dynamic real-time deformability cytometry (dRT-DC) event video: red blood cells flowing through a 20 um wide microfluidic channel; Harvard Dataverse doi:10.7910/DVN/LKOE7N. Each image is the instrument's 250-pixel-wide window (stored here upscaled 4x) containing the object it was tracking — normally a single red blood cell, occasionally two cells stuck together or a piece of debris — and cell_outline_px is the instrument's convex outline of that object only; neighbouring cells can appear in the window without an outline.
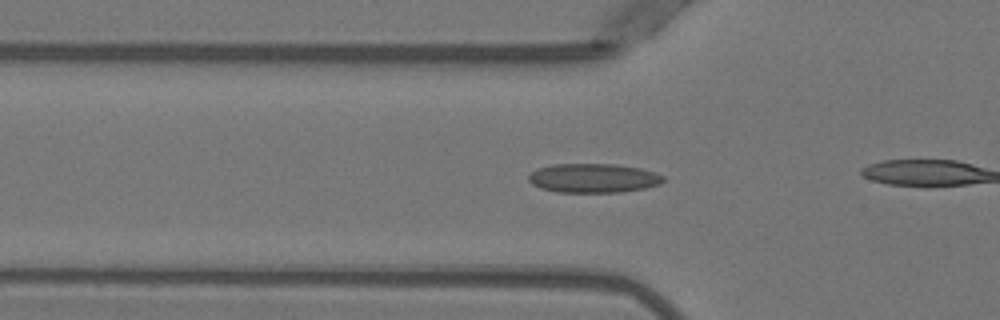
{"species": "Egyptian fruit bat (a non-hibernating species)", "species_latin": "Rousettus aegyptiacus", "temperature_condition": "warm", "stored_images_in_passage": 32, "camera_frame_rate_fps": 3000, "um_per_image_px": 0.085, "animal": {"sex": "female"}, "frame": {"image": 1, "passage_image": 18, "time_ms": 5.667, "image_size_px": [1000, 320], "cell_outline_px": [[664, 180], [660, 184], [644, 188], [620, 192], [556, 192], [540, 188], [532, 184], [528, 180], [528, 176], [532, 172], [540, 168], [552, 164], [616, 164], [640, 168], [656, 172], [664, 176]], "centroid_in_image_um": [50.45, 15.14], "position_along_channel_um": 75.4, "area_um2": 22.89}}
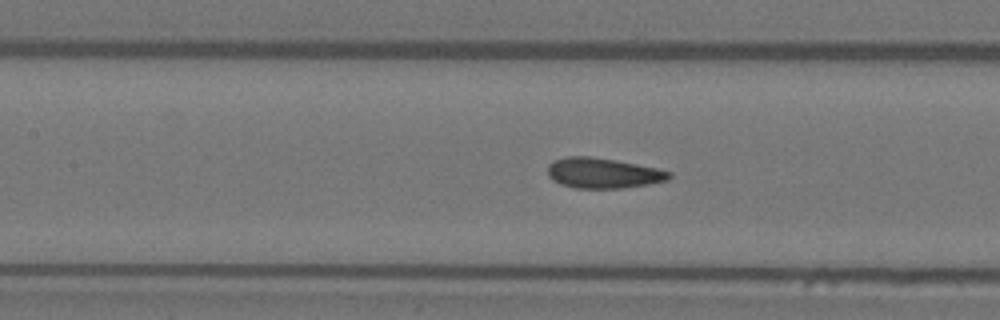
{"frame": {"image": 2, "passage_image": 24, "time_ms": 7.667, "image_size_px": [1000, 320], "cell_outline_px": [[672, 176], [668, 180], [648, 184], [624, 188], [576, 188], [560, 184], [552, 180], [548, 176], [548, 164], [564, 156], [588, 156], [636, 164], [656, 168], [672, 172]], "centroid_in_image_um": [51.24, 14.72], "position_along_channel_um": 156.2, "area_um2": 21.39}}
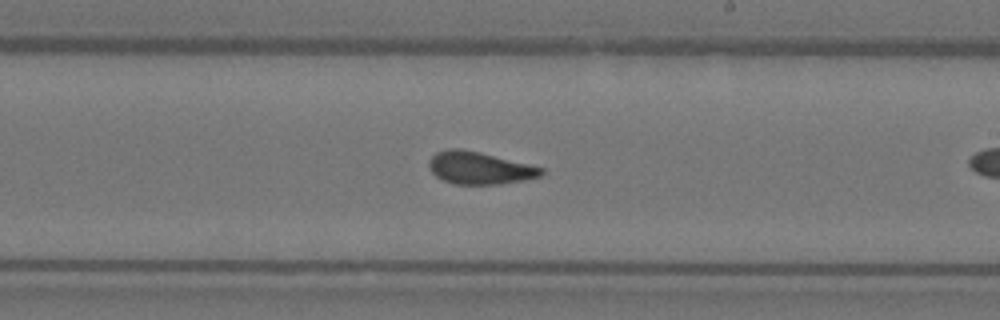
{"frame": {"image": 3, "passage_image": 31, "time_ms": 10.0, "image_size_px": [1000, 320], "cell_outline_px": [[544, 172], [540, 176], [524, 180], [500, 184], [452, 184], [436, 176], [428, 168], [428, 160], [436, 152], [448, 148], [460, 148], [480, 152], [544, 168]], "centroid_in_image_um": [40.72, 14.27], "position_along_channel_um": 248.3, "area_um2": 21.21}}